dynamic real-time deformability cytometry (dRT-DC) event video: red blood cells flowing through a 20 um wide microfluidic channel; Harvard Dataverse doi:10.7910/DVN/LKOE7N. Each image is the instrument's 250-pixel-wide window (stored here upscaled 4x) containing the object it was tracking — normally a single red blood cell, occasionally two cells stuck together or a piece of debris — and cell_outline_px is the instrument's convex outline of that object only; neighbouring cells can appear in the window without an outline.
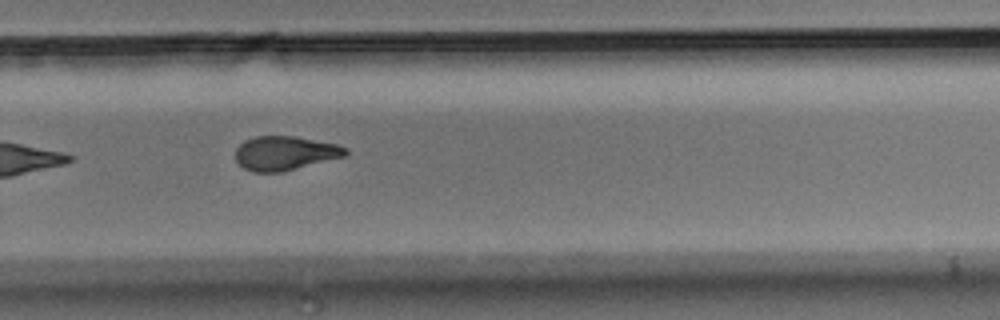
{"species": "Egyptian fruit bat (a non-hibernating species)", "species_latin": "Rousettus aegyptiacus", "temperature_condition": "room temperature", "stored_images_in_passage": 9, "camera_frame_rate_fps": 3000, "um_per_image_px": 0.085, "animal": {"sex": "male"}, "frame": {"image": 1, "passage_image": 8, "time_ms": 2.333, "image_size_px": [1000, 320], "cell_outline_px": [[348, 156], [280, 172], [252, 172], [244, 168], [236, 160], [236, 148], [244, 140], [256, 136], [296, 136], [336, 144], [348, 148]], "centroid_in_image_um": [24.24, 13.01], "position_along_channel_um": 305.6, "area_um2": 21.96}}